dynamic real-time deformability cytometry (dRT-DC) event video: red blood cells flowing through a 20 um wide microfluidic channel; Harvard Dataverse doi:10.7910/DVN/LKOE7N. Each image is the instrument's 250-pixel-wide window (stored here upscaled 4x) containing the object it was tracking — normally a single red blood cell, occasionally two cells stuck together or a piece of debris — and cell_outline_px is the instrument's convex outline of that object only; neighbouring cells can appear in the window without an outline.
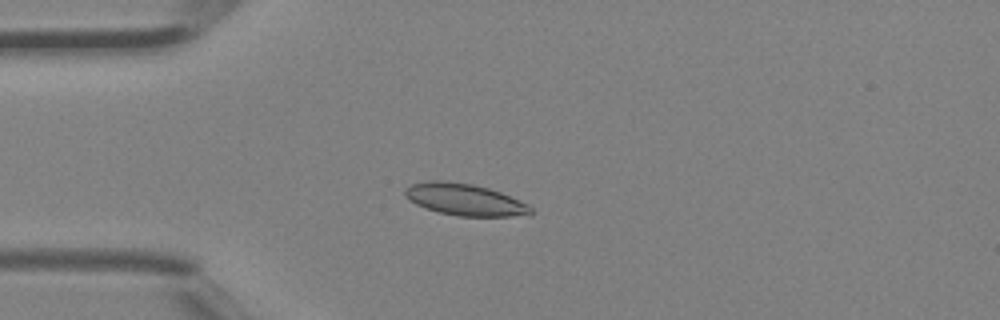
{"species": "Egyptian fruit bat (a non-hibernating species)", "species_latin": "Rousettus aegyptiacus", "temperature_condition": "room temperature", "stored_images_in_passage": 40, "camera_frame_rate_fps": 3000, "um_per_image_px": 0.085, "animal": {"sex": "female"}, "frame": {"image": 1, "passage_image": 7, "time_ms": 2.0, "image_size_px": [1000, 320], "cell_outline_px": [[532, 212], [528, 216], [460, 216], [440, 212], [416, 204], [408, 200], [404, 196], [404, 188], [412, 184], [428, 180], [444, 180], [472, 184], [488, 188], [500, 192], [528, 204], [532, 208]], "centroid_in_image_um": [39.49, 16.96], "position_along_channel_um": 45.5, "area_um2": 23.29}}
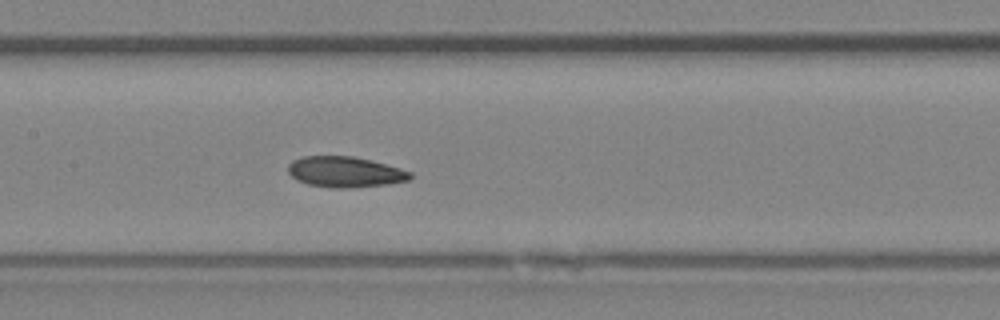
{"frame": {"image": 2, "passage_image": 17, "time_ms": 5.333, "image_size_px": [1000, 320], "cell_outline_px": [[412, 176], [408, 180], [388, 184], [348, 188], [336, 188], [308, 184], [296, 180], [288, 172], [288, 164], [292, 160], [304, 156], [352, 156], [372, 160], [400, 168], [412, 172]], "centroid_in_image_um": [29.32, 14.61], "position_along_channel_um": 178.1, "area_um2": 21.85}}
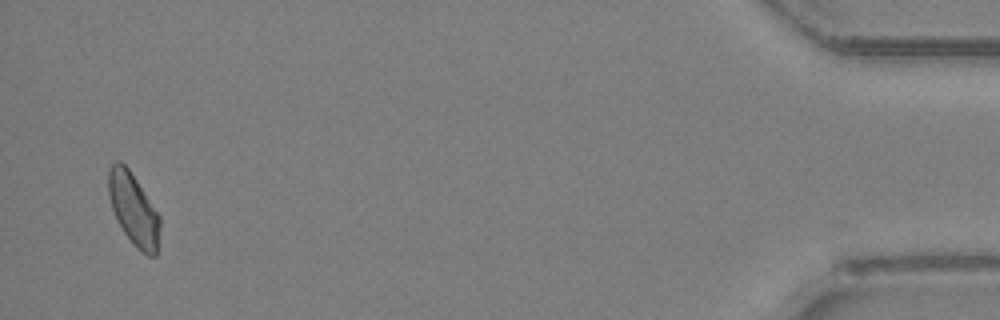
{"frame": {"image": 3, "passage_image": 39, "time_ms": 12.667, "image_size_px": [1000, 320], "cell_outline_px": [[160, 224], [156, 256], [148, 256], [136, 248], [132, 244], [116, 220], [112, 208], [108, 192], [108, 168], [116, 160], [120, 160], [128, 168], [160, 216]], "centroid_in_image_um": [11.33, 17.79], "position_along_channel_um": 423.9, "area_um2": 21.5}, "authors_computed_cell_mechanics": {"area_um2": 21.7039, "velocity_mm_per_s": 4.5164, "shape_relaxation_time_tau1_ms": 6.523, "shape_relaxation_time_tau2_ms": 6.5734, "deformation_change_tau1": 0.142, "deformation_change_tau2": 0.0829}}